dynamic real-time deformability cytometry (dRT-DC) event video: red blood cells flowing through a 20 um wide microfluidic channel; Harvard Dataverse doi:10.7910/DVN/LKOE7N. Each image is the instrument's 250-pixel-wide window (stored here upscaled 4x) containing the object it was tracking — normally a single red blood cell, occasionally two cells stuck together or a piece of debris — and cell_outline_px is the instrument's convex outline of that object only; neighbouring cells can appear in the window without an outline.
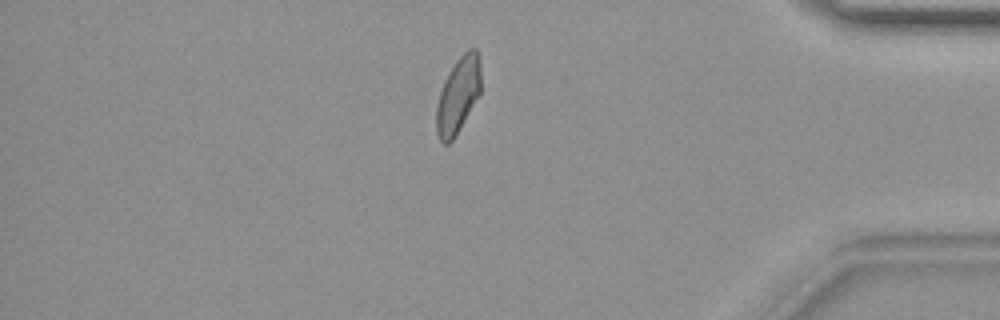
{"species": "common noctule bat (a hibernating species)", "species_latin": "Nyctalus noctula", "temperature_condition": "warm", "stored_images_in_passage": 41, "camera_frame_rate_fps": 3000, "um_per_image_px": 0.085, "animal": {"sex": "female", "body_mass_g": 19.9}, "frame": {"image": 1, "passage_image": 35, "time_ms": 11.333, "image_size_px": [1000, 320], "cell_outline_px": [[480, 92], [452, 140], [448, 144], [444, 144], [440, 140], [436, 132], [436, 108], [440, 92], [444, 80], [448, 72], [456, 60], [468, 48], [476, 48], [480, 52]], "centroid_in_image_um": [38.93, 8.02], "position_along_channel_um": 396.3, "area_um2": 19.48}}